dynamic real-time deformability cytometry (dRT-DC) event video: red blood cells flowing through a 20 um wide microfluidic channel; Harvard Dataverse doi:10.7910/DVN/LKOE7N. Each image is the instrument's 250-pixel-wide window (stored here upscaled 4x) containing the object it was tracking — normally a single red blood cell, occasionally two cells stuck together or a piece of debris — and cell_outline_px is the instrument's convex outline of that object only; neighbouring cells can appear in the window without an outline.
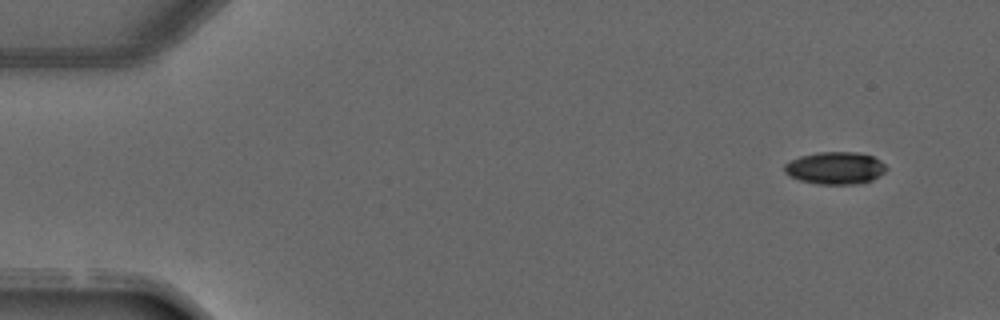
{"species": "common noctule bat (a hibernating species)", "species_latin": "Nyctalus noctula", "temperature_condition": "warm", "stored_images_in_passage": 6, "camera_frame_rate_fps": 3000, "um_per_image_px": 0.085, "animal": {"sex": "male", "forearm_length_mm": 52.5}, "frame": {"image": 1, "passage_image": 1, "time_ms": 0.0, "image_size_px": [1000, 320], "cell_outline_px": [[888, 168], [884, 172], [872, 180], [856, 184], [816, 184], [800, 180], [784, 172], [784, 164], [800, 156], [816, 152], [856, 152], [872, 156], [880, 160]], "centroid_in_image_um": [71.0, 14.28], "position_along_channel_um": 14.0, "area_um2": 19.13}}
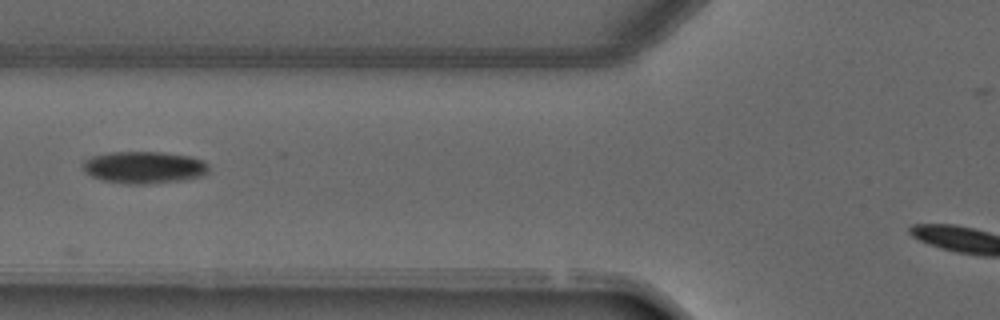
{"frame": {"image": 2, "passage_image": 5, "time_ms": 4.667, "image_size_px": [1000, 320], "cell_outline_px": [[208, 172], [204, 176], [180, 180], [148, 184], [136, 184], [104, 180], [92, 176], [84, 172], [80, 168], [84, 160], [92, 156], [112, 152], [160, 152], [188, 156], [204, 160], [208, 164]], "centroid_in_image_um": [12.24, 14.22], "position_along_channel_um": 113.6, "area_um2": 23.47}}